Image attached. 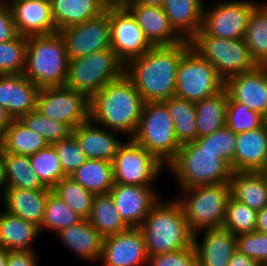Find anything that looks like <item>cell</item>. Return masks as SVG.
I'll return each instance as SVG.
<instances>
[{
	"label": "cell",
	"instance_id": "1",
	"mask_svg": "<svg viewBox=\"0 0 267 266\" xmlns=\"http://www.w3.org/2000/svg\"><path fill=\"white\" fill-rule=\"evenodd\" d=\"M190 47V40L152 46L125 65V75L134 83L144 102L165 101L175 96L177 68Z\"/></svg>",
	"mask_w": 267,
	"mask_h": 266
},
{
	"label": "cell",
	"instance_id": "2",
	"mask_svg": "<svg viewBox=\"0 0 267 266\" xmlns=\"http://www.w3.org/2000/svg\"><path fill=\"white\" fill-rule=\"evenodd\" d=\"M143 105L134 83L124 73L90 98L89 119L132 139L139 126Z\"/></svg>",
	"mask_w": 267,
	"mask_h": 266
},
{
	"label": "cell",
	"instance_id": "3",
	"mask_svg": "<svg viewBox=\"0 0 267 266\" xmlns=\"http://www.w3.org/2000/svg\"><path fill=\"white\" fill-rule=\"evenodd\" d=\"M148 256L182 250L193 245V236L180 203L161 198L139 227Z\"/></svg>",
	"mask_w": 267,
	"mask_h": 266
},
{
	"label": "cell",
	"instance_id": "4",
	"mask_svg": "<svg viewBox=\"0 0 267 266\" xmlns=\"http://www.w3.org/2000/svg\"><path fill=\"white\" fill-rule=\"evenodd\" d=\"M69 58L59 32L27 37L24 75L39 88L64 86Z\"/></svg>",
	"mask_w": 267,
	"mask_h": 266
},
{
	"label": "cell",
	"instance_id": "5",
	"mask_svg": "<svg viewBox=\"0 0 267 266\" xmlns=\"http://www.w3.org/2000/svg\"><path fill=\"white\" fill-rule=\"evenodd\" d=\"M173 172L181 190L199 185L229 183L231 165L211 150L200 149L195 142L182 144L175 158L166 166Z\"/></svg>",
	"mask_w": 267,
	"mask_h": 266
},
{
	"label": "cell",
	"instance_id": "6",
	"mask_svg": "<svg viewBox=\"0 0 267 266\" xmlns=\"http://www.w3.org/2000/svg\"><path fill=\"white\" fill-rule=\"evenodd\" d=\"M181 192V197L176 200L193 234L223 227L227 201L231 196L230 183L199 185Z\"/></svg>",
	"mask_w": 267,
	"mask_h": 266
},
{
	"label": "cell",
	"instance_id": "7",
	"mask_svg": "<svg viewBox=\"0 0 267 266\" xmlns=\"http://www.w3.org/2000/svg\"><path fill=\"white\" fill-rule=\"evenodd\" d=\"M132 139L165 166L175 158L181 147L173 120L163 101L144 102L139 126Z\"/></svg>",
	"mask_w": 267,
	"mask_h": 266
},
{
	"label": "cell",
	"instance_id": "8",
	"mask_svg": "<svg viewBox=\"0 0 267 266\" xmlns=\"http://www.w3.org/2000/svg\"><path fill=\"white\" fill-rule=\"evenodd\" d=\"M125 65L112 48L69 59L65 87L82 92L89 99L106 84L124 74Z\"/></svg>",
	"mask_w": 267,
	"mask_h": 266
},
{
	"label": "cell",
	"instance_id": "9",
	"mask_svg": "<svg viewBox=\"0 0 267 266\" xmlns=\"http://www.w3.org/2000/svg\"><path fill=\"white\" fill-rule=\"evenodd\" d=\"M190 44L195 52L215 67L217 74L224 81L258 66L252 59L244 39L218 38L203 34L199 30L190 40Z\"/></svg>",
	"mask_w": 267,
	"mask_h": 266
},
{
	"label": "cell",
	"instance_id": "10",
	"mask_svg": "<svg viewBox=\"0 0 267 266\" xmlns=\"http://www.w3.org/2000/svg\"><path fill=\"white\" fill-rule=\"evenodd\" d=\"M223 88L224 80L215 67L190 47L177 68L175 97L196 103Z\"/></svg>",
	"mask_w": 267,
	"mask_h": 266
},
{
	"label": "cell",
	"instance_id": "11",
	"mask_svg": "<svg viewBox=\"0 0 267 266\" xmlns=\"http://www.w3.org/2000/svg\"><path fill=\"white\" fill-rule=\"evenodd\" d=\"M112 166L114 183L139 186H153L154 180L166 167L143 146L129 138L120 146Z\"/></svg>",
	"mask_w": 267,
	"mask_h": 266
},
{
	"label": "cell",
	"instance_id": "12",
	"mask_svg": "<svg viewBox=\"0 0 267 266\" xmlns=\"http://www.w3.org/2000/svg\"><path fill=\"white\" fill-rule=\"evenodd\" d=\"M90 99L65 86L40 88L36 110L43 116L67 124L72 130L89 120Z\"/></svg>",
	"mask_w": 267,
	"mask_h": 266
},
{
	"label": "cell",
	"instance_id": "13",
	"mask_svg": "<svg viewBox=\"0 0 267 266\" xmlns=\"http://www.w3.org/2000/svg\"><path fill=\"white\" fill-rule=\"evenodd\" d=\"M257 4L253 0H226L210 9L204 7L200 31L218 38L244 39L250 13Z\"/></svg>",
	"mask_w": 267,
	"mask_h": 266
},
{
	"label": "cell",
	"instance_id": "14",
	"mask_svg": "<svg viewBox=\"0 0 267 266\" xmlns=\"http://www.w3.org/2000/svg\"><path fill=\"white\" fill-rule=\"evenodd\" d=\"M109 23L111 48L124 65L152 47L136 19L124 5H109Z\"/></svg>",
	"mask_w": 267,
	"mask_h": 266
},
{
	"label": "cell",
	"instance_id": "15",
	"mask_svg": "<svg viewBox=\"0 0 267 266\" xmlns=\"http://www.w3.org/2000/svg\"><path fill=\"white\" fill-rule=\"evenodd\" d=\"M59 33L64 38L69 59L111 48L109 5L102 14Z\"/></svg>",
	"mask_w": 267,
	"mask_h": 266
},
{
	"label": "cell",
	"instance_id": "16",
	"mask_svg": "<svg viewBox=\"0 0 267 266\" xmlns=\"http://www.w3.org/2000/svg\"><path fill=\"white\" fill-rule=\"evenodd\" d=\"M148 259L144 236L139 227H130L102 240L101 266H148Z\"/></svg>",
	"mask_w": 267,
	"mask_h": 266
},
{
	"label": "cell",
	"instance_id": "17",
	"mask_svg": "<svg viewBox=\"0 0 267 266\" xmlns=\"http://www.w3.org/2000/svg\"><path fill=\"white\" fill-rule=\"evenodd\" d=\"M153 186L114 183L109 192L121 218L129 227H140L152 207L160 199Z\"/></svg>",
	"mask_w": 267,
	"mask_h": 266
},
{
	"label": "cell",
	"instance_id": "18",
	"mask_svg": "<svg viewBox=\"0 0 267 266\" xmlns=\"http://www.w3.org/2000/svg\"><path fill=\"white\" fill-rule=\"evenodd\" d=\"M228 99L244 104L261 116L267 115V66L233 75L224 81Z\"/></svg>",
	"mask_w": 267,
	"mask_h": 266
},
{
	"label": "cell",
	"instance_id": "19",
	"mask_svg": "<svg viewBox=\"0 0 267 266\" xmlns=\"http://www.w3.org/2000/svg\"><path fill=\"white\" fill-rule=\"evenodd\" d=\"M124 6L130 11L152 46H169L184 39L171 26L163 7L147 6L127 1Z\"/></svg>",
	"mask_w": 267,
	"mask_h": 266
},
{
	"label": "cell",
	"instance_id": "20",
	"mask_svg": "<svg viewBox=\"0 0 267 266\" xmlns=\"http://www.w3.org/2000/svg\"><path fill=\"white\" fill-rule=\"evenodd\" d=\"M39 90L24 74H0V106L12 119L36 109Z\"/></svg>",
	"mask_w": 267,
	"mask_h": 266
},
{
	"label": "cell",
	"instance_id": "21",
	"mask_svg": "<svg viewBox=\"0 0 267 266\" xmlns=\"http://www.w3.org/2000/svg\"><path fill=\"white\" fill-rule=\"evenodd\" d=\"M18 33L22 36L46 35L58 32L47 0H7Z\"/></svg>",
	"mask_w": 267,
	"mask_h": 266
},
{
	"label": "cell",
	"instance_id": "22",
	"mask_svg": "<svg viewBox=\"0 0 267 266\" xmlns=\"http://www.w3.org/2000/svg\"><path fill=\"white\" fill-rule=\"evenodd\" d=\"M200 232H204L202 239L197 237ZM197 233L193 236V245L198 266H228L237 249L235 235L223 228L206 229Z\"/></svg>",
	"mask_w": 267,
	"mask_h": 266
},
{
	"label": "cell",
	"instance_id": "23",
	"mask_svg": "<svg viewBox=\"0 0 267 266\" xmlns=\"http://www.w3.org/2000/svg\"><path fill=\"white\" fill-rule=\"evenodd\" d=\"M267 167V127L237 134L233 172H262Z\"/></svg>",
	"mask_w": 267,
	"mask_h": 266
},
{
	"label": "cell",
	"instance_id": "24",
	"mask_svg": "<svg viewBox=\"0 0 267 266\" xmlns=\"http://www.w3.org/2000/svg\"><path fill=\"white\" fill-rule=\"evenodd\" d=\"M80 148L88 159L112 162L124 143L106 128H101L90 119L72 130Z\"/></svg>",
	"mask_w": 267,
	"mask_h": 266
},
{
	"label": "cell",
	"instance_id": "25",
	"mask_svg": "<svg viewBox=\"0 0 267 266\" xmlns=\"http://www.w3.org/2000/svg\"><path fill=\"white\" fill-rule=\"evenodd\" d=\"M50 190L7 188L2 197L4 211L41 226Z\"/></svg>",
	"mask_w": 267,
	"mask_h": 266
},
{
	"label": "cell",
	"instance_id": "26",
	"mask_svg": "<svg viewBox=\"0 0 267 266\" xmlns=\"http://www.w3.org/2000/svg\"><path fill=\"white\" fill-rule=\"evenodd\" d=\"M57 236L79 258L87 262L99 261L103 237L88 219L61 230Z\"/></svg>",
	"mask_w": 267,
	"mask_h": 266
},
{
	"label": "cell",
	"instance_id": "27",
	"mask_svg": "<svg viewBox=\"0 0 267 266\" xmlns=\"http://www.w3.org/2000/svg\"><path fill=\"white\" fill-rule=\"evenodd\" d=\"M107 7L104 0H52L51 15L59 32L97 17Z\"/></svg>",
	"mask_w": 267,
	"mask_h": 266
},
{
	"label": "cell",
	"instance_id": "28",
	"mask_svg": "<svg viewBox=\"0 0 267 266\" xmlns=\"http://www.w3.org/2000/svg\"><path fill=\"white\" fill-rule=\"evenodd\" d=\"M204 4L203 0H165L163 9L174 30L191 40L201 29Z\"/></svg>",
	"mask_w": 267,
	"mask_h": 266
},
{
	"label": "cell",
	"instance_id": "29",
	"mask_svg": "<svg viewBox=\"0 0 267 266\" xmlns=\"http://www.w3.org/2000/svg\"><path fill=\"white\" fill-rule=\"evenodd\" d=\"M40 234V226L4 210L0 212V246L5 249L35 251L32 244Z\"/></svg>",
	"mask_w": 267,
	"mask_h": 266
},
{
	"label": "cell",
	"instance_id": "30",
	"mask_svg": "<svg viewBox=\"0 0 267 266\" xmlns=\"http://www.w3.org/2000/svg\"><path fill=\"white\" fill-rule=\"evenodd\" d=\"M231 196L257 212L267 206V181L262 172H232Z\"/></svg>",
	"mask_w": 267,
	"mask_h": 266
},
{
	"label": "cell",
	"instance_id": "31",
	"mask_svg": "<svg viewBox=\"0 0 267 266\" xmlns=\"http://www.w3.org/2000/svg\"><path fill=\"white\" fill-rule=\"evenodd\" d=\"M228 94L225 88L196 102L197 138L213 134L226 126Z\"/></svg>",
	"mask_w": 267,
	"mask_h": 266
},
{
	"label": "cell",
	"instance_id": "32",
	"mask_svg": "<svg viewBox=\"0 0 267 266\" xmlns=\"http://www.w3.org/2000/svg\"><path fill=\"white\" fill-rule=\"evenodd\" d=\"M88 221L103 238L130 228L121 218L110 193L94 195Z\"/></svg>",
	"mask_w": 267,
	"mask_h": 266
},
{
	"label": "cell",
	"instance_id": "33",
	"mask_svg": "<svg viewBox=\"0 0 267 266\" xmlns=\"http://www.w3.org/2000/svg\"><path fill=\"white\" fill-rule=\"evenodd\" d=\"M244 40L255 63L267 66V3L252 9Z\"/></svg>",
	"mask_w": 267,
	"mask_h": 266
},
{
	"label": "cell",
	"instance_id": "34",
	"mask_svg": "<svg viewBox=\"0 0 267 266\" xmlns=\"http://www.w3.org/2000/svg\"><path fill=\"white\" fill-rule=\"evenodd\" d=\"M45 139L30 131L19 119H13L1 137V152L32 155L45 148Z\"/></svg>",
	"mask_w": 267,
	"mask_h": 266
},
{
	"label": "cell",
	"instance_id": "35",
	"mask_svg": "<svg viewBox=\"0 0 267 266\" xmlns=\"http://www.w3.org/2000/svg\"><path fill=\"white\" fill-rule=\"evenodd\" d=\"M70 177L86 190L106 194L114 185L112 162L88 159Z\"/></svg>",
	"mask_w": 267,
	"mask_h": 266
},
{
	"label": "cell",
	"instance_id": "36",
	"mask_svg": "<svg viewBox=\"0 0 267 266\" xmlns=\"http://www.w3.org/2000/svg\"><path fill=\"white\" fill-rule=\"evenodd\" d=\"M174 123V130L180 145L197 139L196 103L178 97L163 101Z\"/></svg>",
	"mask_w": 267,
	"mask_h": 266
},
{
	"label": "cell",
	"instance_id": "37",
	"mask_svg": "<svg viewBox=\"0 0 267 266\" xmlns=\"http://www.w3.org/2000/svg\"><path fill=\"white\" fill-rule=\"evenodd\" d=\"M3 153L8 188L43 190L46 187L32 169L28 155Z\"/></svg>",
	"mask_w": 267,
	"mask_h": 266
},
{
	"label": "cell",
	"instance_id": "38",
	"mask_svg": "<svg viewBox=\"0 0 267 266\" xmlns=\"http://www.w3.org/2000/svg\"><path fill=\"white\" fill-rule=\"evenodd\" d=\"M82 220L79 214L73 211L52 189L50 190L45 204L44 219L40 226L41 233L47 229L57 234Z\"/></svg>",
	"mask_w": 267,
	"mask_h": 266
},
{
	"label": "cell",
	"instance_id": "39",
	"mask_svg": "<svg viewBox=\"0 0 267 266\" xmlns=\"http://www.w3.org/2000/svg\"><path fill=\"white\" fill-rule=\"evenodd\" d=\"M52 191L83 219H88L94 198L92 192L86 190L70 176L64 177L52 188Z\"/></svg>",
	"mask_w": 267,
	"mask_h": 266
},
{
	"label": "cell",
	"instance_id": "40",
	"mask_svg": "<svg viewBox=\"0 0 267 266\" xmlns=\"http://www.w3.org/2000/svg\"><path fill=\"white\" fill-rule=\"evenodd\" d=\"M32 169L45 187L52 189L66 175L63 173L59 158L52 145L29 156Z\"/></svg>",
	"mask_w": 267,
	"mask_h": 266
},
{
	"label": "cell",
	"instance_id": "41",
	"mask_svg": "<svg viewBox=\"0 0 267 266\" xmlns=\"http://www.w3.org/2000/svg\"><path fill=\"white\" fill-rule=\"evenodd\" d=\"M19 120L32 132L42 136L51 145L68 138L72 129L65 123L49 119L41 115L36 109L22 115Z\"/></svg>",
	"mask_w": 267,
	"mask_h": 266
},
{
	"label": "cell",
	"instance_id": "42",
	"mask_svg": "<svg viewBox=\"0 0 267 266\" xmlns=\"http://www.w3.org/2000/svg\"><path fill=\"white\" fill-rule=\"evenodd\" d=\"M257 211L232 196L227 201L223 229L235 236L256 231Z\"/></svg>",
	"mask_w": 267,
	"mask_h": 266
},
{
	"label": "cell",
	"instance_id": "43",
	"mask_svg": "<svg viewBox=\"0 0 267 266\" xmlns=\"http://www.w3.org/2000/svg\"><path fill=\"white\" fill-rule=\"evenodd\" d=\"M27 37L0 43V74H23L26 67Z\"/></svg>",
	"mask_w": 267,
	"mask_h": 266
},
{
	"label": "cell",
	"instance_id": "44",
	"mask_svg": "<svg viewBox=\"0 0 267 266\" xmlns=\"http://www.w3.org/2000/svg\"><path fill=\"white\" fill-rule=\"evenodd\" d=\"M195 142L200 149L211 150L218 158L227 161L233 171V158L237 145V135L226 125L211 135L199 137Z\"/></svg>",
	"mask_w": 267,
	"mask_h": 266
},
{
	"label": "cell",
	"instance_id": "45",
	"mask_svg": "<svg viewBox=\"0 0 267 266\" xmlns=\"http://www.w3.org/2000/svg\"><path fill=\"white\" fill-rule=\"evenodd\" d=\"M264 124V117L248 106L228 99L226 125L237 135L256 130Z\"/></svg>",
	"mask_w": 267,
	"mask_h": 266
},
{
	"label": "cell",
	"instance_id": "46",
	"mask_svg": "<svg viewBox=\"0 0 267 266\" xmlns=\"http://www.w3.org/2000/svg\"><path fill=\"white\" fill-rule=\"evenodd\" d=\"M59 158L63 173L71 176L88 158L80 148L76 138L71 134L68 138L51 144Z\"/></svg>",
	"mask_w": 267,
	"mask_h": 266
},
{
	"label": "cell",
	"instance_id": "47",
	"mask_svg": "<svg viewBox=\"0 0 267 266\" xmlns=\"http://www.w3.org/2000/svg\"><path fill=\"white\" fill-rule=\"evenodd\" d=\"M236 248L260 265H267V233L254 231L236 235Z\"/></svg>",
	"mask_w": 267,
	"mask_h": 266
},
{
	"label": "cell",
	"instance_id": "48",
	"mask_svg": "<svg viewBox=\"0 0 267 266\" xmlns=\"http://www.w3.org/2000/svg\"><path fill=\"white\" fill-rule=\"evenodd\" d=\"M148 266H198L194 245L182 250L149 256Z\"/></svg>",
	"mask_w": 267,
	"mask_h": 266
},
{
	"label": "cell",
	"instance_id": "49",
	"mask_svg": "<svg viewBox=\"0 0 267 266\" xmlns=\"http://www.w3.org/2000/svg\"><path fill=\"white\" fill-rule=\"evenodd\" d=\"M19 35L10 6L0 1V43L9 42Z\"/></svg>",
	"mask_w": 267,
	"mask_h": 266
},
{
	"label": "cell",
	"instance_id": "50",
	"mask_svg": "<svg viewBox=\"0 0 267 266\" xmlns=\"http://www.w3.org/2000/svg\"><path fill=\"white\" fill-rule=\"evenodd\" d=\"M37 259L32 250L9 251L7 266H39Z\"/></svg>",
	"mask_w": 267,
	"mask_h": 266
},
{
	"label": "cell",
	"instance_id": "51",
	"mask_svg": "<svg viewBox=\"0 0 267 266\" xmlns=\"http://www.w3.org/2000/svg\"><path fill=\"white\" fill-rule=\"evenodd\" d=\"M228 266H260V264L257 263L252 257H249L236 249L229 261Z\"/></svg>",
	"mask_w": 267,
	"mask_h": 266
},
{
	"label": "cell",
	"instance_id": "52",
	"mask_svg": "<svg viewBox=\"0 0 267 266\" xmlns=\"http://www.w3.org/2000/svg\"><path fill=\"white\" fill-rule=\"evenodd\" d=\"M256 231L267 233V206L257 212Z\"/></svg>",
	"mask_w": 267,
	"mask_h": 266
},
{
	"label": "cell",
	"instance_id": "53",
	"mask_svg": "<svg viewBox=\"0 0 267 266\" xmlns=\"http://www.w3.org/2000/svg\"><path fill=\"white\" fill-rule=\"evenodd\" d=\"M12 120V117L7 113L6 109L0 106V138L7 130Z\"/></svg>",
	"mask_w": 267,
	"mask_h": 266
},
{
	"label": "cell",
	"instance_id": "54",
	"mask_svg": "<svg viewBox=\"0 0 267 266\" xmlns=\"http://www.w3.org/2000/svg\"><path fill=\"white\" fill-rule=\"evenodd\" d=\"M7 188L8 185H7L5 164L3 160V153L0 150V189H2V196L4 195Z\"/></svg>",
	"mask_w": 267,
	"mask_h": 266
},
{
	"label": "cell",
	"instance_id": "55",
	"mask_svg": "<svg viewBox=\"0 0 267 266\" xmlns=\"http://www.w3.org/2000/svg\"><path fill=\"white\" fill-rule=\"evenodd\" d=\"M136 3L147 6H158L163 7L165 0H133Z\"/></svg>",
	"mask_w": 267,
	"mask_h": 266
},
{
	"label": "cell",
	"instance_id": "56",
	"mask_svg": "<svg viewBox=\"0 0 267 266\" xmlns=\"http://www.w3.org/2000/svg\"><path fill=\"white\" fill-rule=\"evenodd\" d=\"M9 250L0 246V266H7Z\"/></svg>",
	"mask_w": 267,
	"mask_h": 266
},
{
	"label": "cell",
	"instance_id": "57",
	"mask_svg": "<svg viewBox=\"0 0 267 266\" xmlns=\"http://www.w3.org/2000/svg\"><path fill=\"white\" fill-rule=\"evenodd\" d=\"M108 5H124L130 0H104Z\"/></svg>",
	"mask_w": 267,
	"mask_h": 266
},
{
	"label": "cell",
	"instance_id": "58",
	"mask_svg": "<svg viewBox=\"0 0 267 266\" xmlns=\"http://www.w3.org/2000/svg\"><path fill=\"white\" fill-rule=\"evenodd\" d=\"M262 173L265 176V179L267 181V167L262 171Z\"/></svg>",
	"mask_w": 267,
	"mask_h": 266
},
{
	"label": "cell",
	"instance_id": "59",
	"mask_svg": "<svg viewBox=\"0 0 267 266\" xmlns=\"http://www.w3.org/2000/svg\"><path fill=\"white\" fill-rule=\"evenodd\" d=\"M264 124H265L266 127H267V115L264 117Z\"/></svg>",
	"mask_w": 267,
	"mask_h": 266
}]
</instances>
